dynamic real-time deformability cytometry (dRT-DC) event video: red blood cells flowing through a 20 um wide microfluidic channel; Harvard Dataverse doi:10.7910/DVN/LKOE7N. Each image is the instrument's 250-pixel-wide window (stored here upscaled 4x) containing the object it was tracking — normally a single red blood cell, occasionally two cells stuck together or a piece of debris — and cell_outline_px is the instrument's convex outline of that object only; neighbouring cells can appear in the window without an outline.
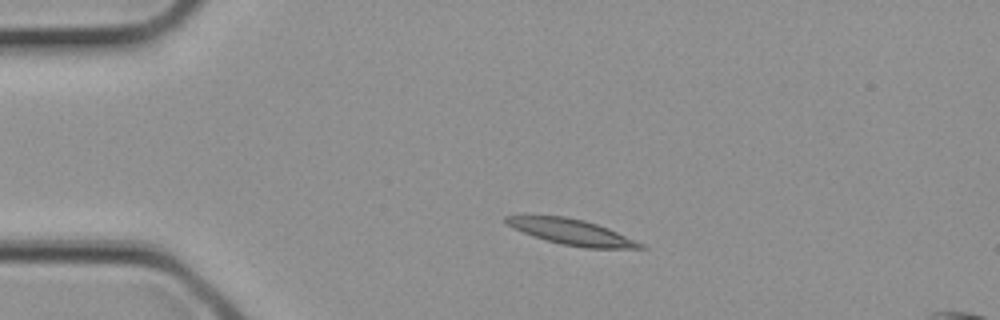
{"species": "common noctule bat (a hibernating species)", "species_latin": "Nyctalus noctula", "temperature_condition": "cold", "stored_images_in_passage": 1, "camera_frame_rate_fps": 3000, "um_per_image_px": 0.085, "animal": {"sex": "female", "body_mass_g": 21.9}, "frame": {"image": 1, "passage_image": 1, "time_ms": 0.0, "image_size_px": [1000, 320], "cell_outline_px": [[648, 248], [584, 248], [564, 244], [548, 240], [512, 228], [504, 220], [504, 216], [564, 216], [584, 220], [608, 228], [644, 244]], "centroid_in_image_um": [48.63, 19.72], "position_along_channel_um": 36.4, "area_um2": 19.54}}